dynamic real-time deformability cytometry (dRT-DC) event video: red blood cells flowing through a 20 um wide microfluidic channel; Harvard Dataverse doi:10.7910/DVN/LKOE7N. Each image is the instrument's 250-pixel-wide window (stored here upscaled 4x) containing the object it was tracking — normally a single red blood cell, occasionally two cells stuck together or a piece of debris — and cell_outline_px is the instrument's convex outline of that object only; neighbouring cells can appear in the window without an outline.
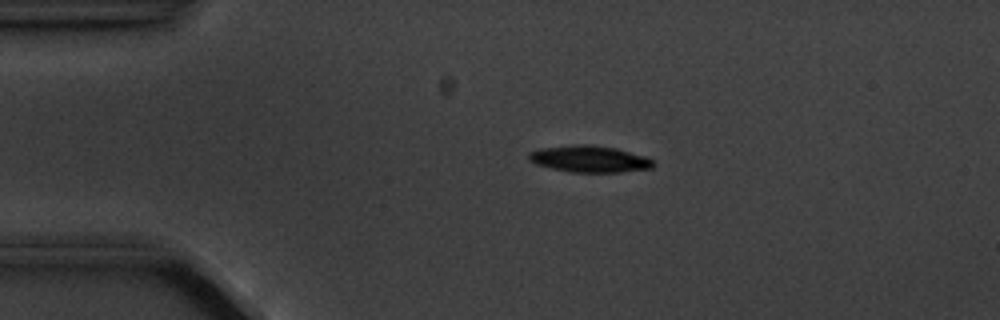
{"species": "common noctule bat (a hibernating species)", "species_latin": "Nyctalus noctula", "temperature_condition": "cold", "stored_images_in_passage": 4, "camera_frame_rate_fps": 3000, "um_per_image_px": 0.085, "animal": {"sex": "male", "body_mass_g": 20.1, "forearm_length_mm": 53.5}, "frame": {"image": 1, "passage_image": 3, "time_ms": 2.667, "image_size_px": [1000, 320], "cell_outline_px": [[656, 164], [652, 168], [620, 172], [572, 172], [552, 168], [536, 164], [528, 160], [528, 152], [540, 148], [576, 144], [588, 144], [616, 148], [644, 156], [652, 160]], "centroid_in_image_um": [50.09, 13.51], "position_along_channel_um": 34.9, "area_um2": 19.31}}